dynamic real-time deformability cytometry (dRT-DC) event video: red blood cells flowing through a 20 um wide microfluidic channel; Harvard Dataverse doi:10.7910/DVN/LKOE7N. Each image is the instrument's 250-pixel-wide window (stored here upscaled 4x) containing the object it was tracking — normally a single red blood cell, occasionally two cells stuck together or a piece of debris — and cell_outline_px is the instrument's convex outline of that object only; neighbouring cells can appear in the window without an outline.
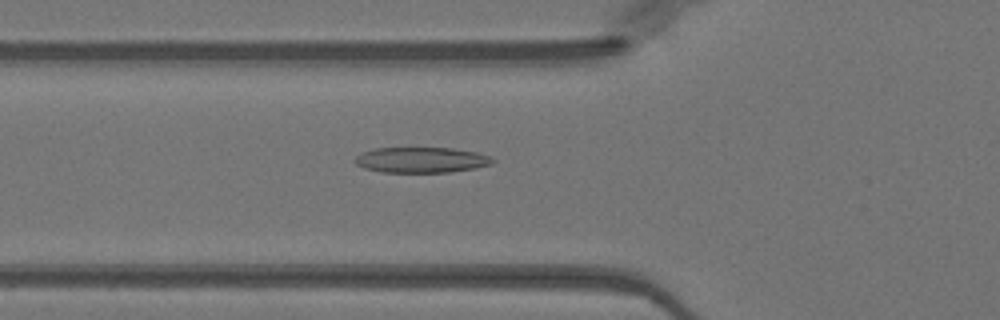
{"species": "Egyptian fruit bat (a non-hibernating species)", "species_latin": "Rousettus aegyptiacus", "temperature_condition": "warm", "stored_images_in_passage": 45, "camera_frame_rate_fps": 3000, "um_per_image_px": 0.085, "animal": {"sex": "female"}, "frame": {"image": 1, "passage_image": 13, "time_ms": 4.0, "image_size_px": [1000, 320], "cell_outline_px": [[496, 160], [492, 164], [476, 168], [448, 172], [380, 172], [364, 168], [356, 164], [356, 156], [360, 152], [376, 148], [452, 148], [476, 152], [488, 156]], "centroid_in_image_um": [35.81, 13.59], "position_along_channel_um": 90.0, "area_um2": 20.46}}
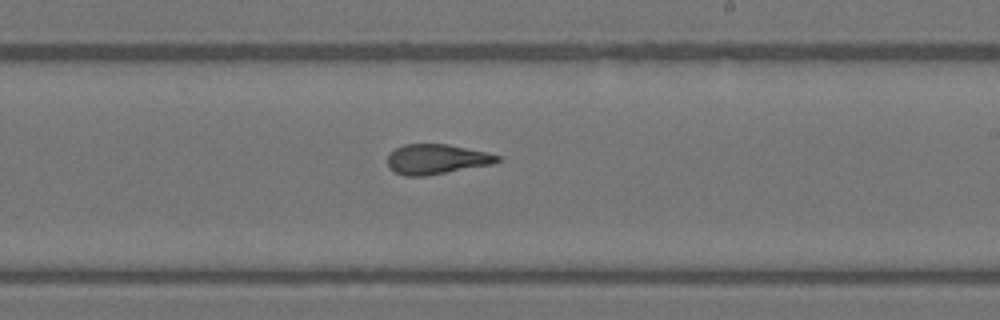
{"frame": {"image": 2, "passage_image": 25, "time_ms": 8.0, "image_size_px": [1000, 320], "cell_outline_px": [[500, 160], [492, 164], [424, 176], [404, 176], [388, 168], [388, 156], [396, 148], [404, 144], [448, 144], [488, 152], [500, 156]], "centroid_in_image_um": [37.1, 13.53], "position_along_channel_um": 251.9, "area_um2": 19.07}}
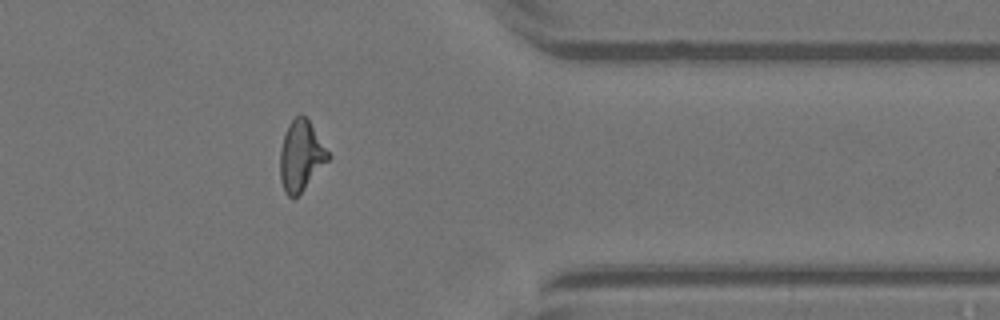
{"frame": {"image": 3, "passage_image": 36, "time_ms": 11.667, "image_size_px": [1000, 320], "cell_outline_px": [[332, 156], [300, 192], [292, 200], [284, 192], [280, 180], [280, 152], [284, 136], [288, 124], [300, 112], [308, 120]], "centroid_in_image_um": [25.57, 13.25], "position_along_channel_um": 385.8, "area_um2": 19.48}, "authors_computed_cell_mechanics": {"area_um2": 19.7098, "velocity_mm_per_s": 4.032, "shape_relaxation_time_tau1_ms": null, "shape_relaxation_time_tau2_ms": 1.5269, "deformation_change_tau1": null, "deformation_change_tau2": 0.1105}}